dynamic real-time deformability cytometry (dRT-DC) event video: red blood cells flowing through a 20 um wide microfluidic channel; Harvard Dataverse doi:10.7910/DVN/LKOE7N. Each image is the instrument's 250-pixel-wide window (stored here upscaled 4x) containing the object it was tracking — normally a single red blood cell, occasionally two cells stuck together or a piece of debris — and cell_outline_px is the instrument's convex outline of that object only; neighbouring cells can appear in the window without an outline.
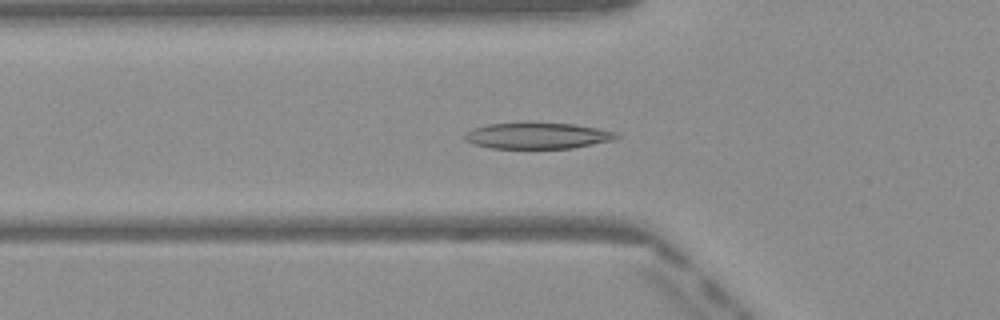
{"species": "Egyptian fruit bat (a non-hibernating species)", "species_latin": "Rousettus aegyptiacus", "temperature_condition": "warm", "stored_images_in_passage": 50, "camera_frame_rate_fps": 3000, "um_per_image_px": 0.085, "frame": {"image": 1, "passage_image": 17, "time_ms": 5.333, "image_size_px": [1000, 320], "cell_outline_px": [[620, 136], [616, 140], [572, 148], [492, 148], [476, 144], [464, 140], [464, 132], [472, 128], [488, 124], [576, 124], [616, 132]], "centroid_in_image_um": [45.71, 11.55], "position_along_channel_um": 80.1, "area_um2": 22.72}}
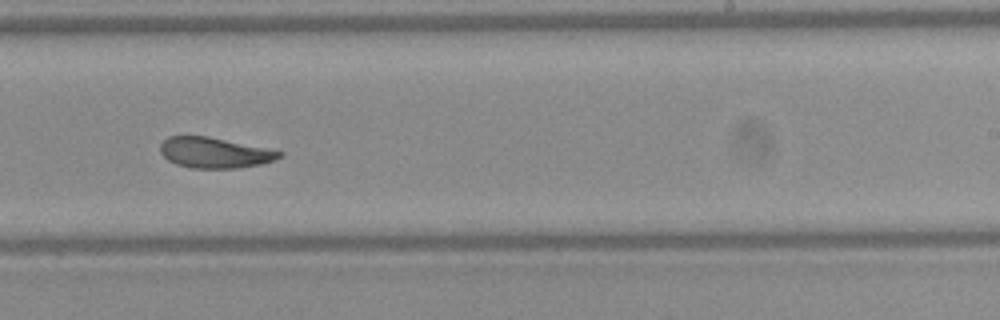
{"frame": {"image": 2, "passage_image": 31, "time_ms": 10.0, "image_size_px": [1000, 320], "cell_outline_px": [[284, 152], [280, 156], [272, 160], [260, 164], [240, 168], [192, 168], [176, 164], [168, 160], [160, 152], [160, 144], [168, 136], [208, 136]], "centroid_in_image_um": [18.19, 12.98], "position_along_channel_um": 270.8, "area_um2": 20.98}}
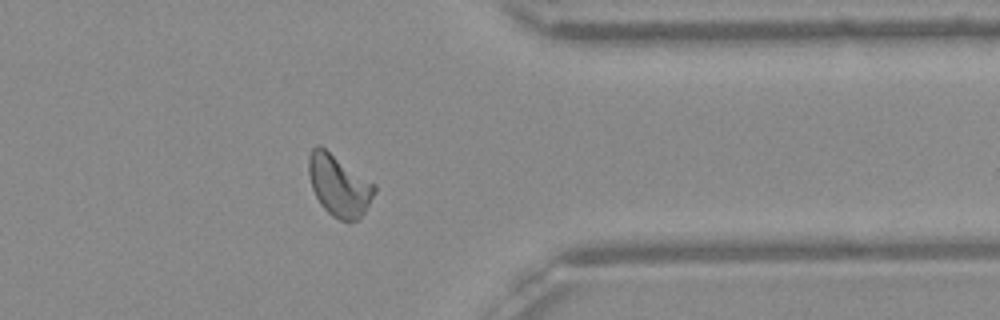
{"frame": {"image": 3, "passage_image": 40, "time_ms": 13.0, "image_size_px": [1000, 320], "cell_outline_px": [[376, 192], [364, 212], [356, 220], [348, 224], [332, 216], [320, 204], [312, 188], [308, 172], [308, 156], [312, 148], [316, 144], [320, 144], [376, 184]], "centroid_in_image_um": [28.81, 15.75], "position_along_channel_um": 382.6, "area_um2": 23.87}, "authors_computed_cell_mechanics": {"area_um2": 22.7443, "velocity_mm_per_s": 4.0686, "shape_relaxation_time_tau1_ms": 3.5739, "shape_relaxation_time_tau2_ms": 1.5258, "deformation_change_tau1": 0.1577, "deformation_change_tau2": 0.0871}}